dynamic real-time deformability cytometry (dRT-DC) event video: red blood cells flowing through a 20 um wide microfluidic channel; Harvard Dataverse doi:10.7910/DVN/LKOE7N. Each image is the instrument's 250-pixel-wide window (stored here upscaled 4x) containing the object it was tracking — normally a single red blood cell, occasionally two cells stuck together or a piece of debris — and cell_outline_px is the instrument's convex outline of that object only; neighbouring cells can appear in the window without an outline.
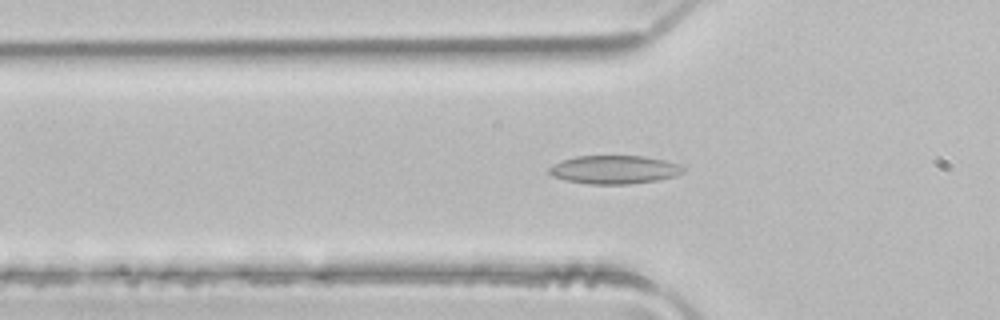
{"species": "common noctule bat (a hibernating species)", "species_latin": "Nyctalus noctula", "temperature_condition": "room temperature", "stored_images_in_passage": 49, "camera_frame_rate_fps": 3000, "um_per_image_px": 0.085, "animal": {"sex": "male", "body_mass_g": 21.5, "forearm_length_mm": 52.0}, "frame": {"image": 1, "passage_image": 16, "time_ms": 5.0, "image_size_px": [1000, 320], "cell_outline_px": [[684, 172], [676, 176], [656, 180], [628, 184], [588, 184], [568, 180], [552, 176], [548, 172], [548, 168], [552, 164], [560, 160], [576, 156], [644, 156], [664, 160], [676, 164], [684, 168]], "centroid_in_image_um": [52.17, 14.41], "position_along_channel_um": 73.6, "area_um2": 22.14}}
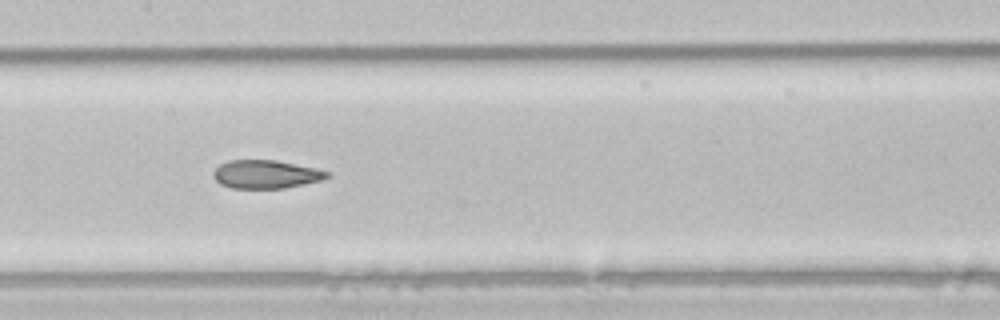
{"frame": {"image": 2, "passage_image": 24, "time_ms": 7.667, "image_size_px": [1000, 320], "cell_outline_px": [[328, 176], [324, 180], [284, 188], [232, 188], [220, 184], [212, 176], [212, 172], [220, 164], [228, 160], [276, 160], [316, 168], [328, 172]], "centroid_in_image_um": [22.58, 14.81], "position_along_channel_um": 184.8, "area_um2": 18.79}}
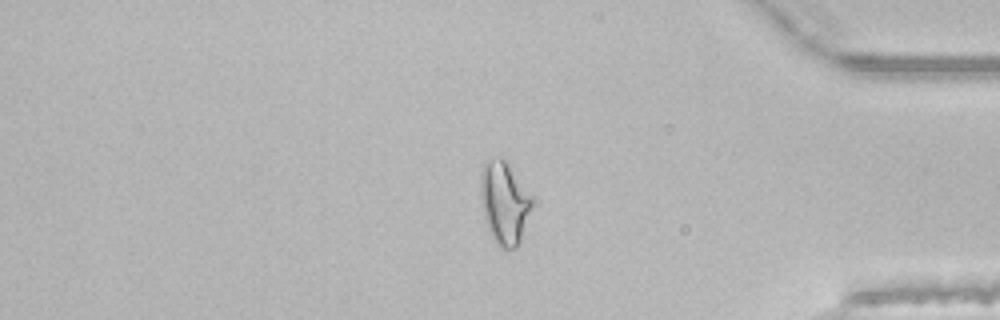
{"frame": {"image": 3, "passage_image": 41, "time_ms": 13.333, "image_size_px": [1000, 320], "cell_outline_px": [[532, 204], [520, 244], [516, 248], [500, 248], [496, 244], [488, 228], [484, 216], [480, 192], [480, 172], [484, 160], [500, 156], [504, 156], [508, 160], [532, 196]], "centroid_in_image_um": [42.86, 17.16], "position_along_channel_um": 392.3, "area_um2": 25.26}, "authors_computed_cell_mechanics": {"area_um2": 21.7906, "velocity_mm_per_s": 4.1349, "shape_relaxation_time_tau1_ms": null, "shape_relaxation_time_tau2_ms": 1.9346, "deformation_change_tau1": null, "deformation_change_tau2": 0.0886}}